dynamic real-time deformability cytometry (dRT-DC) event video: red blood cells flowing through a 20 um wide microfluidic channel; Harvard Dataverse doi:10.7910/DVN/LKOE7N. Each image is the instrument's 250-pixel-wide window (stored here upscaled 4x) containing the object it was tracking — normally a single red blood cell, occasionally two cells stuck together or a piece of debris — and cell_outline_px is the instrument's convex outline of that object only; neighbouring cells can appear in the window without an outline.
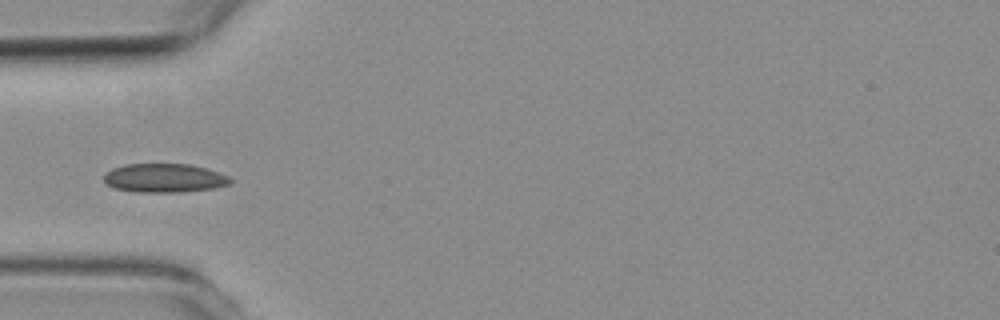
{"species": "common noctule bat (a hibernating species)", "species_latin": "Nyctalus noctula", "temperature_condition": "room temperature", "stored_images_in_passage": 7, "camera_frame_rate_fps": 3000, "um_per_image_px": 0.085, "animal": {"sex": "female", "body_mass_g": 19.3, "forearm_length_mm": 54.1}, "frame": {"image": 1, "passage_image": 5, "time_ms": 4.667, "image_size_px": [1000, 320], "cell_outline_px": [[232, 184], [216, 188], [180, 192], [136, 192], [112, 188], [104, 180], [104, 176], [112, 168], [124, 164], [188, 164], [208, 168], [228, 176], [232, 180]], "centroid_in_image_um": [14.0, 15.14], "position_along_channel_um": 71.0, "area_um2": 21.39}}
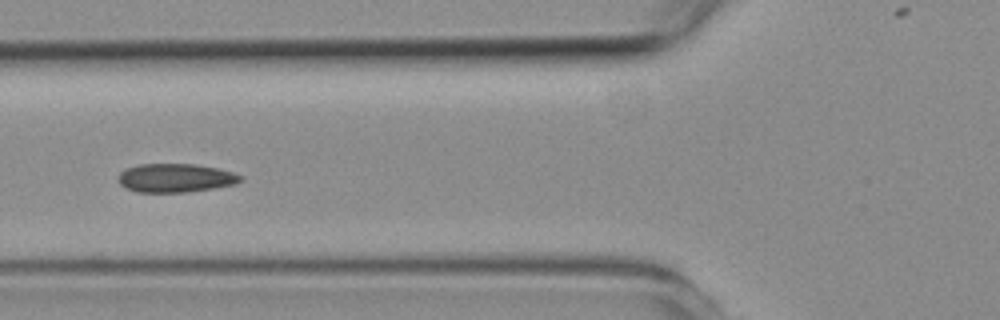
{"frame": {"image": 2, "passage_image": 6, "time_ms": 5.667, "image_size_px": [1000, 320], "cell_outline_px": [[244, 180], [236, 184], [188, 192], [136, 192], [124, 188], [116, 180], [120, 172], [128, 168], [140, 164], [196, 164], [216, 168], [232, 172], [244, 176]], "centroid_in_image_um": [14.91, 15.13], "position_along_channel_um": 110.9, "area_um2": 20.58}}
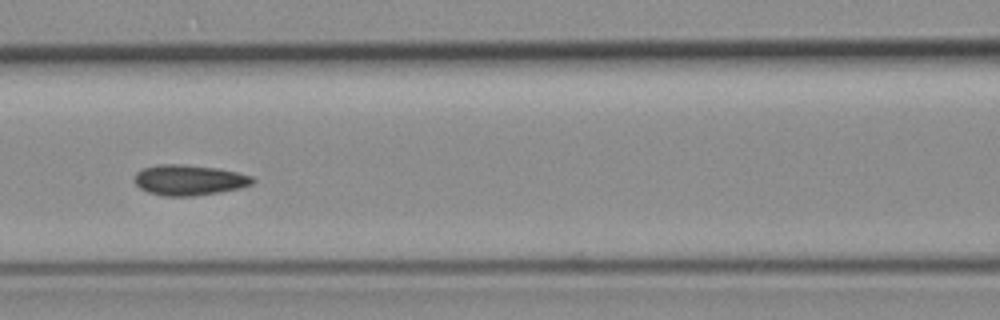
{"frame": {"image": 3, "passage_image": 7, "time_ms": 6.667, "image_size_px": [1000, 320], "cell_outline_px": [[256, 180], [252, 184], [240, 188], [220, 192], [192, 196], [164, 196], [148, 192], [140, 188], [136, 184], [136, 172], [144, 168], [156, 164], [180, 164], [216, 168], [236, 172], [252, 176]], "centroid_in_image_um": [16.08, 15.3], "position_along_channel_um": 150.5, "area_um2": 20.87}}